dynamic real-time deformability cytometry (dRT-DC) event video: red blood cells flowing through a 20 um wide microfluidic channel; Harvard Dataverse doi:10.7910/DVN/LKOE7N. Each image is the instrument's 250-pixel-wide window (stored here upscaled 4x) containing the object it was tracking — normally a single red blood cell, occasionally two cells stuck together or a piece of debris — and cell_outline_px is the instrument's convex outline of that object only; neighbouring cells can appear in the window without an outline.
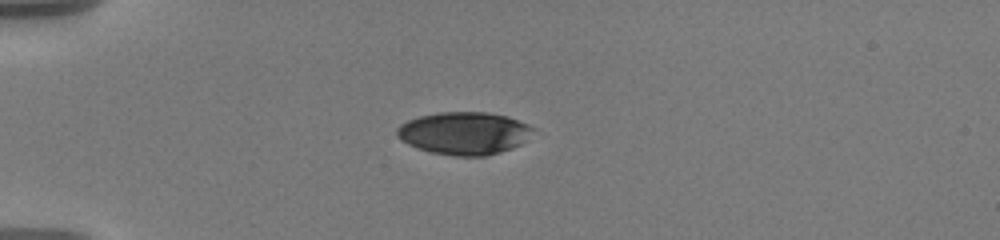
{"species": "human", "species_latin": "Homo sapiens", "temperature_condition": "warm", "stored_images_in_passage": 8, "camera_frame_rate_fps": 3000, "um_per_image_px": 0.085, "donor": {"sex": "male"}, "frame": {"image": 1, "passage_image": 1, "time_ms": 0.0, "image_size_px": [1000, 240], "cell_outline_px": [[536, 128], [520, 144], [512, 148], [500, 152], [484, 156], [456, 156], [432, 152], [408, 144], [396, 136], [396, 128], [400, 124], [408, 120], [420, 116], [440, 112], [488, 112], [508, 116], [528, 124]], "centroid_in_image_um": [39.46, 11.31], "position_along_channel_um": 45.5, "area_um2": 33.7}}
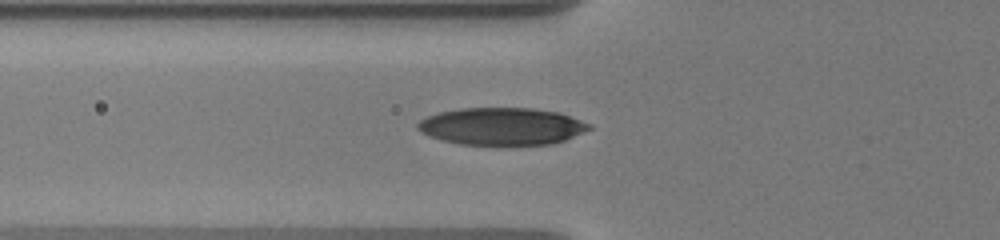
{"frame": {"image": 2, "passage_image": 7, "time_ms": 2.0, "image_size_px": [1000, 240], "cell_outline_px": [[592, 128], [564, 140], [552, 144], [512, 148], [496, 148], [460, 144], [440, 140], [428, 136], [420, 132], [416, 128], [416, 124], [420, 120], [428, 116], [440, 112], [460, 108], [532, 108], [560, 112], [592, 124]], "centroid_in_image_um": [42.65, 10.79], "position_along_channel_um": 83.1, "area_um2": 38.84}}